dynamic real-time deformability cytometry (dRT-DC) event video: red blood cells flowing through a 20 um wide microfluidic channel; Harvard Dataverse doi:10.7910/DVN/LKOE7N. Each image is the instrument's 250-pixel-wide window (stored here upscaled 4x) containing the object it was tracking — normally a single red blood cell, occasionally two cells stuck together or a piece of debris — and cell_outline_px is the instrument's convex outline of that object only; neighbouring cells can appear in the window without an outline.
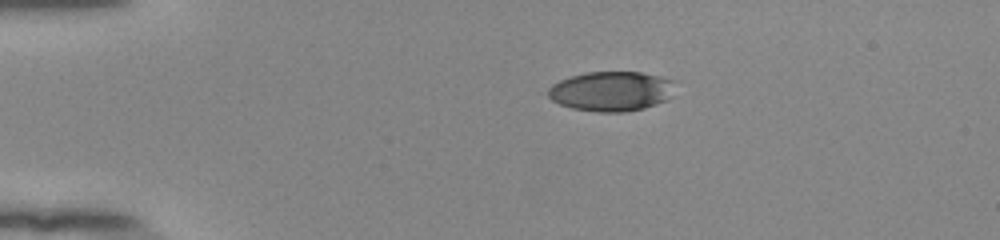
{"species": "human", "species_latin": "Homo sapiens", "temperature_condition": "room temperature", "stored_images_in_passage": 43, "camera_frame_rate_fps": 3000, "um_per_image_px": 0.085, "donor": {"sex": "female"}, "frame": {"image": 1, "passage_image": 1, "time_ms": 0.0, "image_size_px": [1000, 240], "cell_outline_px": [[680, 80], [672, 96], [668, 100], [644, 108], [624, 112], [596, 112], [572, 108], [560, 104], [552, 100], [548, 96], [548, 88], [552, 84], [560, 80], [572, 76], [588, 72], [640, 72]], "centroid_in_image_um": [52.05, 7.75], "position_along_channel_um": 32.9, "area_um2": 29.94}}
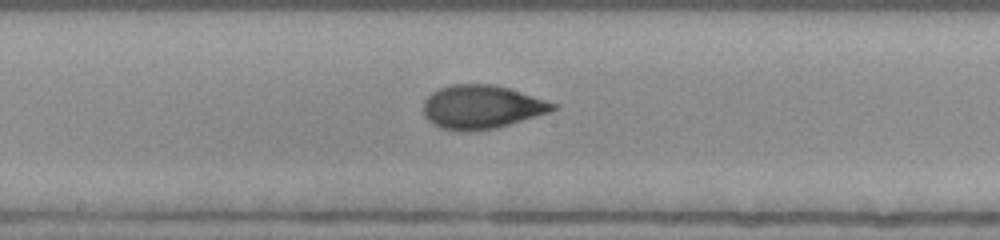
{"frame": {"image": 2, "passage_image": 19, "time_ms": 6.0, "image_size_px": [1000, 240], "cell_outline_px": [[560, 108], [536, 116], [496, 128], [468, 132], [460, 132], [440, 128], [432, 124], [424, 116], [424, 100], [432, 92], [448, 84], [496, 84], [560, 104]], "centroid_in_image_um": [40.94, 9.09], "position_along_channel_um": 207.3, "area_um2": 33.29}}
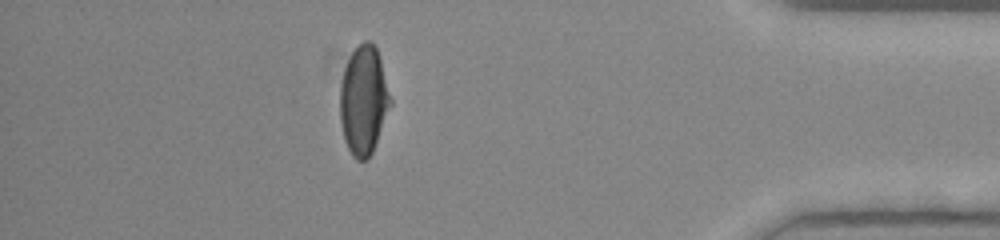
{"frame": {"image": 3, "passage_image": 37, "time_ms": 12.0, "image_size_px": [1000, 240], "cell_outline_px": [[392, 104], [372, 152], [368, 160], [356, 160], [352, 156], [344, 140], [340, 120], [340, 88], [344, 68], [352, 52], [364, 40], [368, 40], [376, 48], [380, 60], [392, 100]], "centroid_in_image_um": [30.9, 8.56], "position_along_channel_um": 404.3, "area_um2": 31.85}, "authors_computed_cell_mechanics": {"area_um2": 32.3102, "velocity_mm_per_s": 3.9132, "shape_relaxation_time_tau1_ms": 5.2973, "shape_relaxation_time_tau2_ms": 1.0482, "deformation_change_tau1": 0.2018, "deformation_change_tau2": 0.0608}}